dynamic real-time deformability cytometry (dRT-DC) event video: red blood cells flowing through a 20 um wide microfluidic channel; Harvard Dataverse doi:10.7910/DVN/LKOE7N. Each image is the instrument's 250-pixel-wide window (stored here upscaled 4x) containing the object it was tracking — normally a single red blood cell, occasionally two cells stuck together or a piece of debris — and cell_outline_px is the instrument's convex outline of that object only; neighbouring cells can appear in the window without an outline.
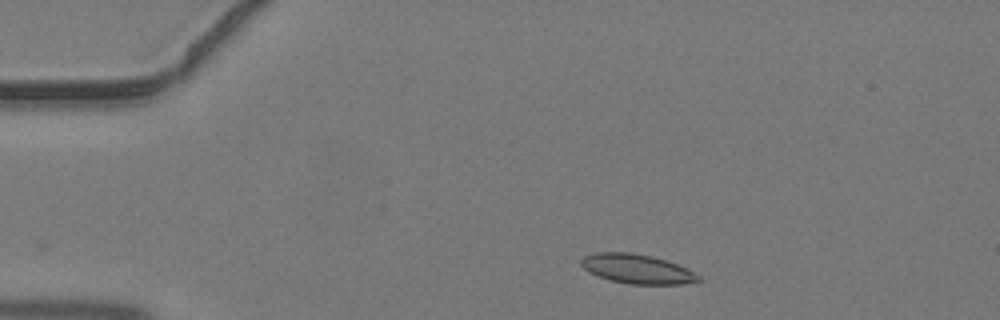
{"species": "common noctule bat (a hibernating species)", "species_latin": "Nyctalus noctula", "temperature_condition": "warm", "stored_images_in_passage": 33, "camera_frame_rate_fps": 3000, "um_per_image_px": 0.085, "animal": {"sex": "male", "body_mass_g": 19.2, "forearm_length_mm": 51.8}, "frame": {"image": 1, "passage_image": 4, "time_ms": 1.0, "image_size_px": [1000, 320], "cell_outline_px": [[700, 280], [684, 284], [632, 284], [612, 280], [588, 272], [580, 264], [580, 260], [584, 256], [592, 252], [632, 252], [652, 256], [668, 260], [700, 276]], "centroid_in_image_um": [54.11, 22.84], "position_along_channel_um": 30.9, "area_um2": 19.94}}
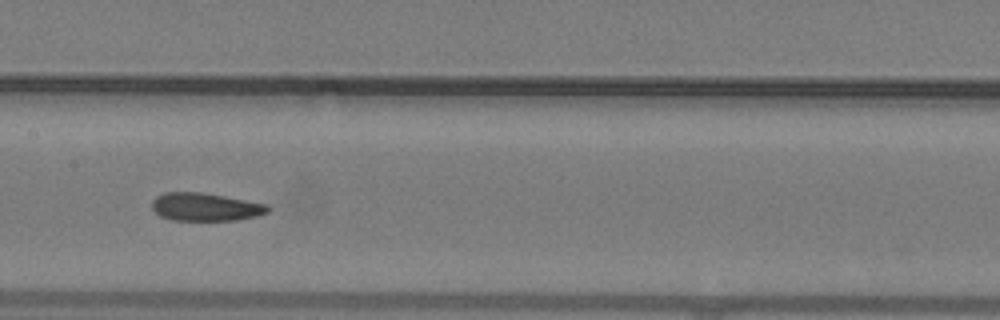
{"frame": {"image": 2, "passage_image": 18, "time_ms": 5.667, "image_size_px": [1000, 320], "cell_outline_px": [[272, 208], [268, 212], [256, 216], [236, 220], [172, 220], [160, 216], [152, 208], [152, 200], [156, 196], [164, 192], [204, 192], [268, 204]], "centroid_in_image_um": [17.47, 17.58], "position_along_channel_um": 189.9, "area_um2": 19.07}}
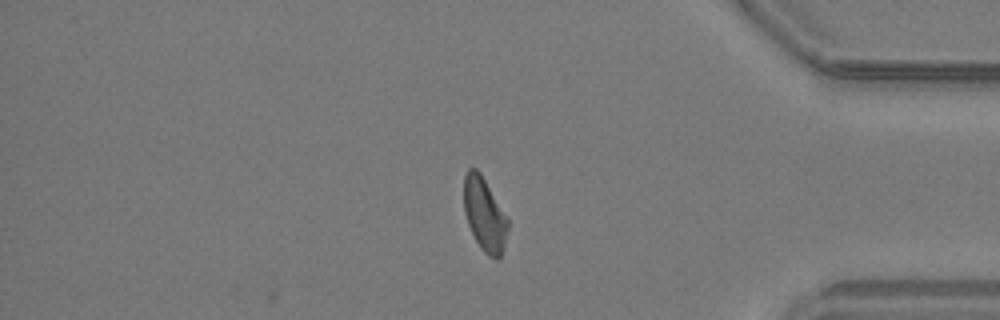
{"frame": {"image": 3, "passage_image": 33, "time_ms": 10.667, "image_size_px": [1000, 320], "cell_outline_px": [[508, 228], [500, 260], [496, 260], [488, 256], [480, 248], [468, 224], [464, 212], [464, 176], [468, 168], [476, 168], [480, 172], [508, 216]], "centroid_in_image_um": [41.19, 18.23], "position_along_channel_um": 394.0, "area_um2": 19.02}}